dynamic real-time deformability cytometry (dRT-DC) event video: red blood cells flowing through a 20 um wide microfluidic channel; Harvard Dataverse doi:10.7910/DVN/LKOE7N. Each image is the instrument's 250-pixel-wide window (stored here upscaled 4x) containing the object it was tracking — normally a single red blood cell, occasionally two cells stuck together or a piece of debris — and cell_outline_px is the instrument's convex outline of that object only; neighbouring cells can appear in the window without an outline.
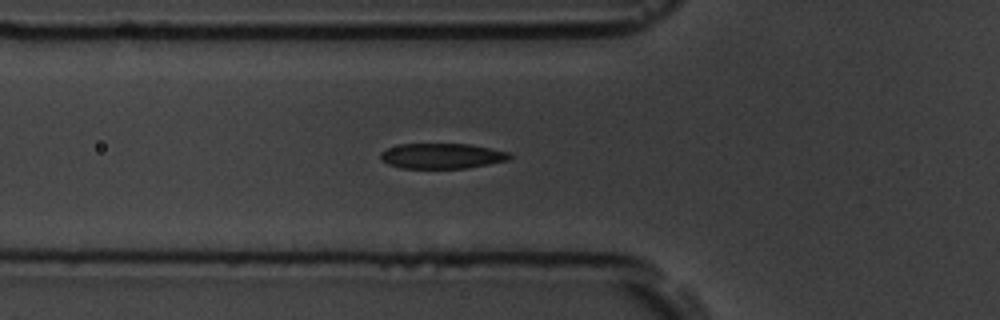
{"species": "common noctule bat (a hibernating species)", "species_latin": "Nyctalus noctula", "temperature_condition": "room temperature", "stored_images_in_passage": 37, "camera_frame_rate_fps": 3000, "um_per_image_px": 0.085, "animal": {"sex": "male", "body_mass_g": 19.5, "forearm_length_mm": 54.6}, "frame": {"image": 1, "passage_image": 2, "time_ms": 0.333, "image_size_px": [1000, 320], "cell_outline_px": [[512, 156], [508, 160], [468, 168], [400, 168], [388, 164], [380, 160], [380, 152], [388, 148], [400, 144], [472, 144], [508, 152]], "centroid_in_image_um": [37.54, 13.26], "position_along_channel_um": 88.3, "area_um2": 19.07}}
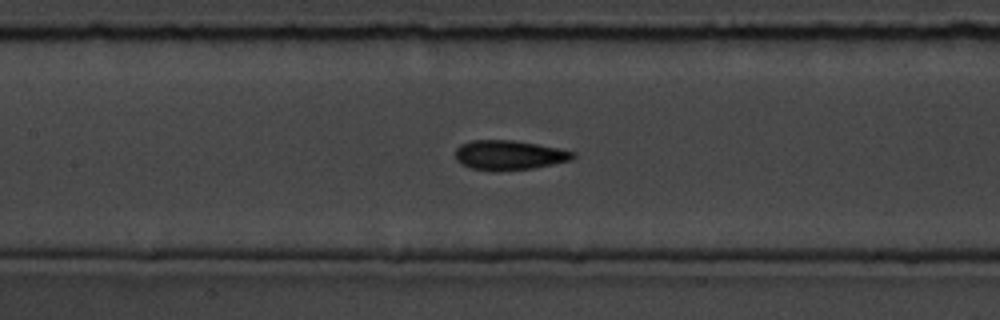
{"frame": {"image": 2, "passage_image": 8, "time_ms": 2.333, "image_size_px": [1000, 320], "cell_outline_px": [[576, 156], [572, 160], [532, 168], [496, 172], [472, 168], [460, 164], [456, 160], [456, 148], [460, 144], [472, 140], [516, 140], [576, 152]], "centroid_in_image_um": [43.25, 13.19], "position_along_channel_um": 164.1, "area_um2": 20.4}}
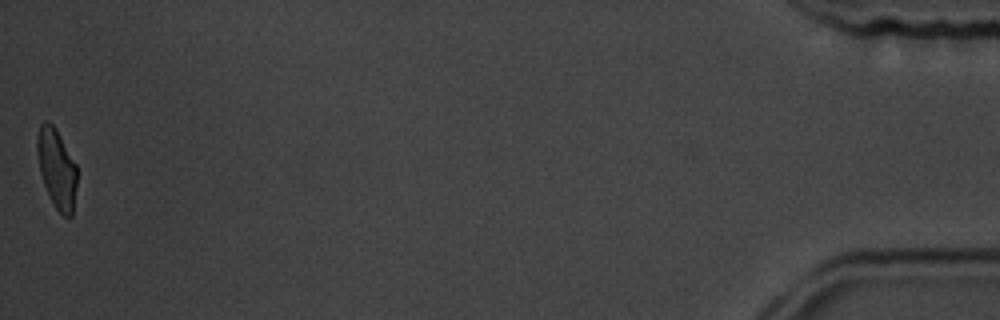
{"frame": {"image": 3, "passage_image": 37, "time_ms": 12.0, "image_size_px": [1000, 320], "cell_outline_px": [[76, 184], [72, 216], [64, 216], [56, 208], [44, 184], [40, 172], [36, 148], [36, 140], [40, 124], [44, 120], [48, 120], [56, 128], [76, 164]], "centroid_in_image_um": [4.81, 14.26], "position_along_channel_um": 430.4, "area_um2": 18.21}}